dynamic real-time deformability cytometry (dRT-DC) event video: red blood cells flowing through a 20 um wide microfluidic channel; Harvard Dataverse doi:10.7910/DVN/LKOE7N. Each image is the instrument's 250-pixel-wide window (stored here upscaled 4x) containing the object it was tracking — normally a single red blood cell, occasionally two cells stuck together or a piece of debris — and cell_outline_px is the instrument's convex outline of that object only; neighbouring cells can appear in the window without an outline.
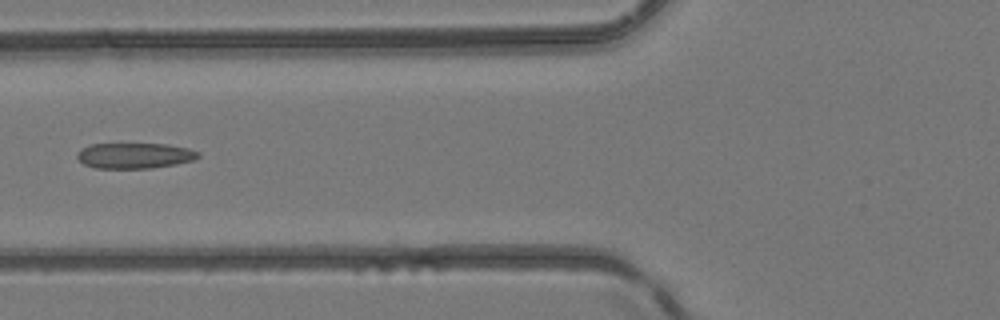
{"species": "common noctule bat (a hibernating species)", "species_latin": "Nyctalus noctula", "temperature_condition": "room temperature", "stored_images_in_passage": 3, "camera_frame_rate_fps": 3000, "um_per_image_px": 0.085, "animal": {"sex": "female", "body_mass_g": 24.6, "forearm_length_mm": 56.2}, "frame": {"image": 1, "passage_image": 2, "time_ms": 1.0, "image_size_px": [1000, 320], "cell_outline_px": [[200, 156], [196, 160], [176, 164], [152, 168], [96, 168], [84, 164], [76, 156], [76, 152], [80, 148], [92, 144], [168, 144], [188, 148], [200, 152]], "centroid_in_image_um": [11.47, 13.22], "position_along_channel_um": 114.3, "area_um2": 18.21}}
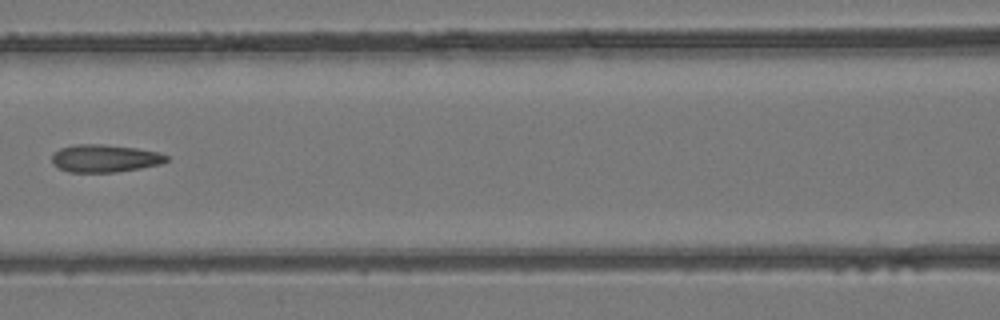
{"frame": {"image": 2, "passage_image": 3, "time_ms": 2.0, "image_size_px": [1000, 320], "cell_outline_px": [[168, 160], [160, 164], [140, 168], [116, 172], [68, 172], [52, 164], [52, 156], [60, 148], [76, 144], [104, 144], [136, 148], [156, 152], [168, 156]], "centroid_in_image_um": [8.89, 13.46], "position_along_channel_um": 157.7, "area_um2": 18.32}}